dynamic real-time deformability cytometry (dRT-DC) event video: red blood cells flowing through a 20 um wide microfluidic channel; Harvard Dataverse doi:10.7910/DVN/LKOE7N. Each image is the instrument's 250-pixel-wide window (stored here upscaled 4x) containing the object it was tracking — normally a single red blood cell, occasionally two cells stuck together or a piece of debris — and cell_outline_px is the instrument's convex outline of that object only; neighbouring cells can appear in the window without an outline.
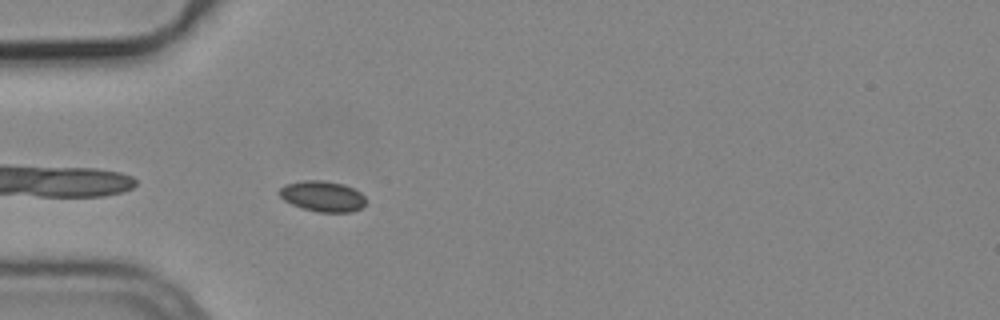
{"species": "common noctule bat (a hibernating species)", "species_latin": "Nyctalus noctula", "temperature_condition": "cold", "stored_images_in_passage": 8, "camera_frame_rate_fps": 3000, "um_per_image_px": 0.085, "animal": {"sex": "male", "body_mass_g": 19.2, "forearm_length_mm": 51.8}, "frame": {"image": 1, "passage_image": 3, "time_ms": 0.667, "image_size_px": [1000, 320], "cell_outline_px": [[368, 200], [360, 208], [352, 212], [316, 212], [300, 208], [284, 200], [280, 196], [280, 188], [284, 184], [304, 180], [320, 180], [344, 184], [360, 192]], "centroid_in_image_um": [27.42, 16.69], "position_along_channel_um": 57.6, "area_um2": 15.55}}